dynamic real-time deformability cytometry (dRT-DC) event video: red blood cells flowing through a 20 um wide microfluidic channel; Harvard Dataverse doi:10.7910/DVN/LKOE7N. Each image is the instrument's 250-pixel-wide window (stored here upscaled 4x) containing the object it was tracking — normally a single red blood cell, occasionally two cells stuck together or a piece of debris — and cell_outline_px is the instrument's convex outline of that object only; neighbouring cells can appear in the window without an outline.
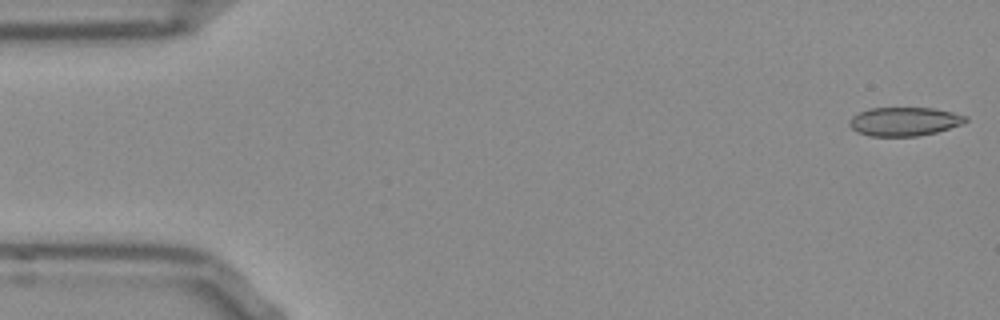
{"species": "Egyptian fruit bat (a non-hibernating species)", "species_latin": "Rousettus aegyptiacus", "temperature_condition": "room temperature", "stored_images_in_passage": 29, "camera_frame_rate_fps": 3000, "um_per_image_px": 0.085, "frame": {"image": 1, "passage_image": 1, "time_ms": 0.0, "image_size_px": [1000, 320], "cell_outline_px": [[968, 120], [964, 124], [936, 132], [916, 136], [868, 136], [856, 132], [848, 124], [848, 120], [852, 116], [868, 108], [932, 108], [952, 112], [968, 116]], "centroid_in_image_um": [76.86, 10.33], "position_along_channel_um": 8.1, "area_um2": 19.59}}
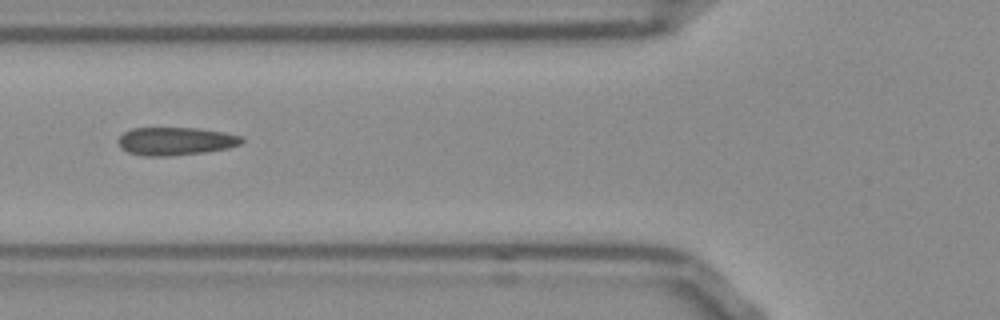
{"frame": {"image": 2, "passage_image": 19, "time_ms": 6.0, "image_size_px": [1000, 320], "cell_outline_px": [[244, 140], [240, 144], [228, 148], [204, 152], [168, 156], [144, 156], [128, 152], [120, 148], [116, 140], [124, 132], [132, 128], [200, 128], [224, 132], [244, 136]], "centroid_in_image_um": [14.92, 11.99], "position_along_channel_um": 110.9, "area_um2": 20.35}}
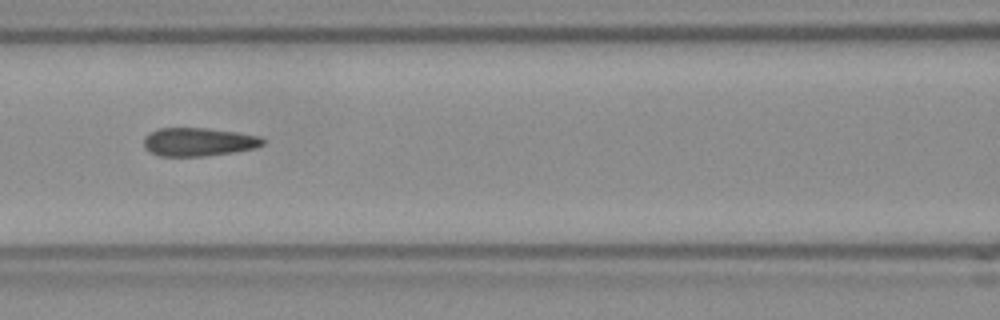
{"frame": {"image": 3, "passage_image": 22, "time_ms": 7.0, "image_size_px": [1000, 320], "cell_outline_px": [[268, 140], [264, 144], [256, 148], [232, 152], [204, 156], [160, 156], [148, 152], [144, 148], [144, 136], [148, 132], [156, 128], [208, 128], [236, 132], [260, 136]], "centroid_in_image_um": [16.86, 12.05], "position_along_channel_um": 149.7, "area_um2": 20.0}}